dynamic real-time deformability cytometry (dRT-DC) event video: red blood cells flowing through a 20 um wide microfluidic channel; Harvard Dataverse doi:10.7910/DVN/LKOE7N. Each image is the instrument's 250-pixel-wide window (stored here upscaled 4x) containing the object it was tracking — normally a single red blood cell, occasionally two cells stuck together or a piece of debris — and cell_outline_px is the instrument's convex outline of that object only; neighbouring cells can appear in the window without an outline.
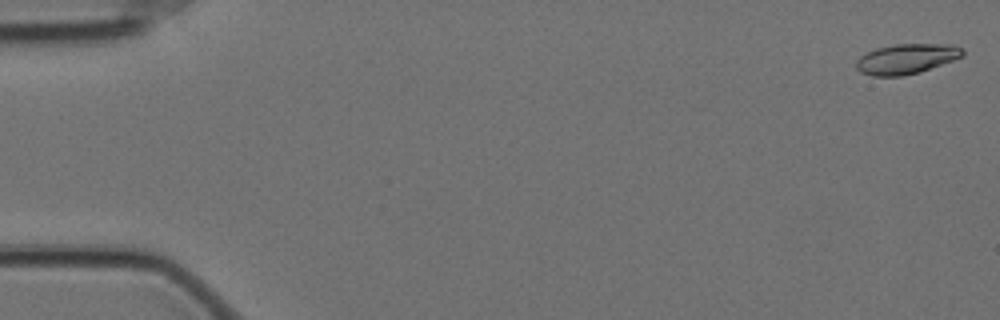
{"species": "Egyptian fruit bat (a non-hibernating species)", "species_latin": "Rousettus aegyptiacus", "temperature_condition": "cold", "stored_images_in_passage": 11, "camera_frame_rate_fps": 3000, "um_per_image_px": 0.085, "animal": {"sex": "female"}, "frame": {"image": 1, "passage_image": 2, "time_ms": 0.333, "image_size_px": [1000, 320], "cell_outline_px": [[964, 56], [920, 72], [904, 76], [872, 76], [860, 72], [856, 68], [856, 60], [860, 56], [876, 48], [892, 44], [952, 44], [964, 48]], "centroid_in_image_um": [77.05, 5.0], "position_along_channel_um": 7.9, "area_um2": 18.84}}